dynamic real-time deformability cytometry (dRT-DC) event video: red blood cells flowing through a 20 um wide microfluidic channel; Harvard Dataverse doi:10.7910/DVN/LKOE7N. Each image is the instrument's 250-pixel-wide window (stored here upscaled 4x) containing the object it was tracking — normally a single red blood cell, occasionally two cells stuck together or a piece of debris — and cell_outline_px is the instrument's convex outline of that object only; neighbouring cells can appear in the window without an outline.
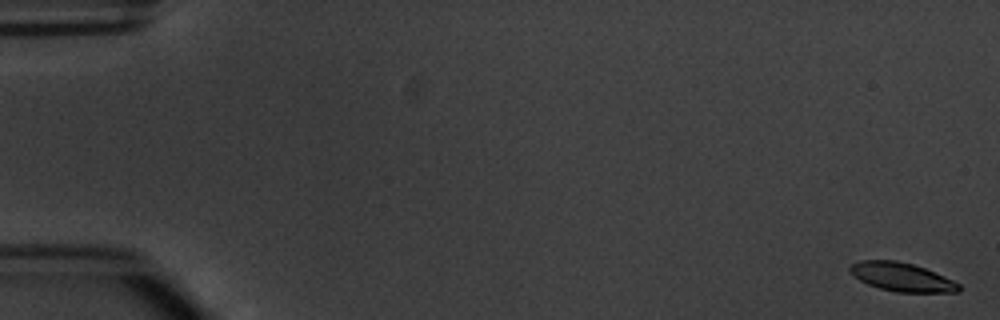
{"species": "common noctule bat (a hibernating species)", "species_latin": "Nyctalus noctula", "temperature_condition": "warm", "stored_images_in_passage": 8, "camera_frame_rate_fps": 3000, "um_per_image_px": 0.085, "animal": {"sex": "male", "body_mass_g": 20.1, "forearm_length_mm": 53.5}, "frame": {"image": 1, "passage_image": 1, "time_ms": 0.0, "image_size_px": [1000, 320], "cell_outline_px": [[960, 292], [896, 292], [880, 288], [868, 284], [860, 280], [848, 268], [852, 264], [860, 260], [896, 260], [912, 264], [924, 268], [944, 276], [960, 284]], "centroid_in_image_um": [76.67, 23.54], "position_along_channel_um": 8.3, "area_um2": 17.92}}
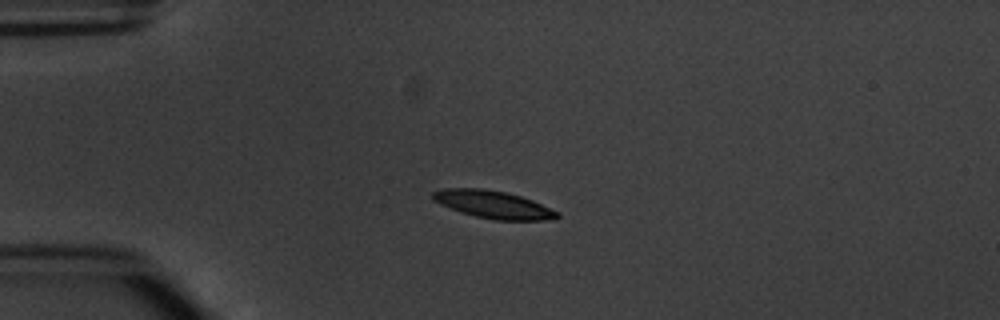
{"frame": {"image": 2, "passage_image": 4, "time_ms": 4.333, "image_size_px": [1000, 320], "cell_outline_px": [[560, 216], [556, 220], [496, 220], [476, 216], [460, 212], [440, 204], [432, 200], [432, 192], [444, 188], [484, 188], [504, 192], [520, 196], [532, 200], [560, 212]], "centroid_in_image_um": [41.94, 17.39], "position_along_channel_um": 43.1, "area_um2": 20.11}}
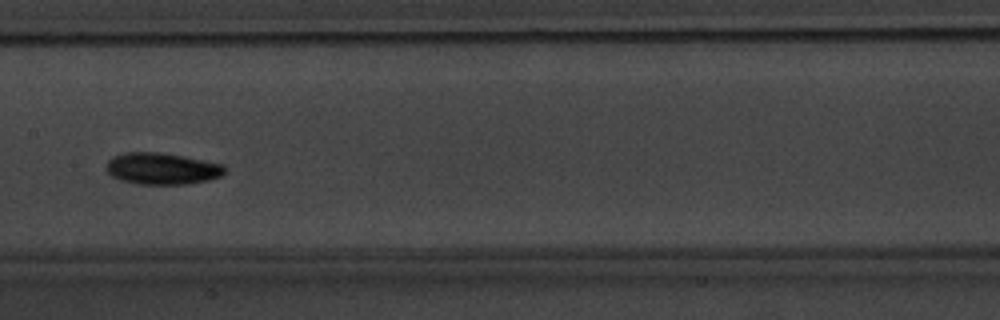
{"frame": {"image": 3, "passage_image": 8, "time_ms": 9.0, "image_size_px": [1000, 320], "cell_outline_px": [[228, 168], [220, 176], [208, 180], [188, 184], [140, 184], [120, 180], [112, 176], [104, 168], [108, 160], [112, 156], [124, 152], [160, 152], [184, 156], [224, 164]], "centroid_in_image_um": [13.76, 14.32], "position_along_channel_um": 193.6, "area_um2": 22.08}}